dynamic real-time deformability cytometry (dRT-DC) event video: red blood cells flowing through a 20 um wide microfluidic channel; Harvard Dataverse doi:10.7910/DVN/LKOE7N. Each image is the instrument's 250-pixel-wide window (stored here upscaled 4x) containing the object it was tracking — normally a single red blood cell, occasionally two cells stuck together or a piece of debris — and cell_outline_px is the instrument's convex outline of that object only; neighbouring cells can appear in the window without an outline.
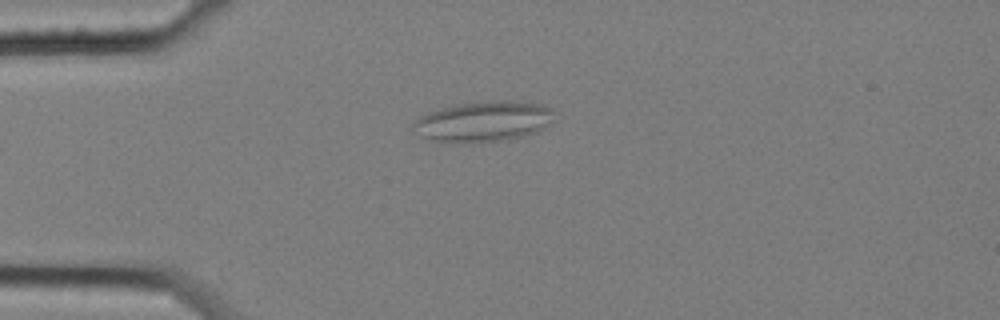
{"species": "common noctule bat (a hibernating species)", "species_latin": "Nyctalus noctula", "temperature_condition": "cold", "stored_images_in_passage": 38, "camera_frame_rate_fps": 3000, "um_per_image_px": 0.085, "animal": {"sex": "female", "body_mass_g": 25.1}, "frame": {"image": 1, "passage_image": 1, "time_ms": 0.0, "image_size_px": [1000, 320], "cell_outline_px": [[552, 120], [544, 128], [536, 132], [508, 140], [472, 144], [440, 144], [424, 136], [412, 124], [420, 116], [428, 112], [452, 104], [488, 100], [516, 100], [540, 104], [552, 108]], "centroid_in_image_um": [41.09, 10.34], "position_along_channel_um": 43.9, "area_um2": 33.99}}
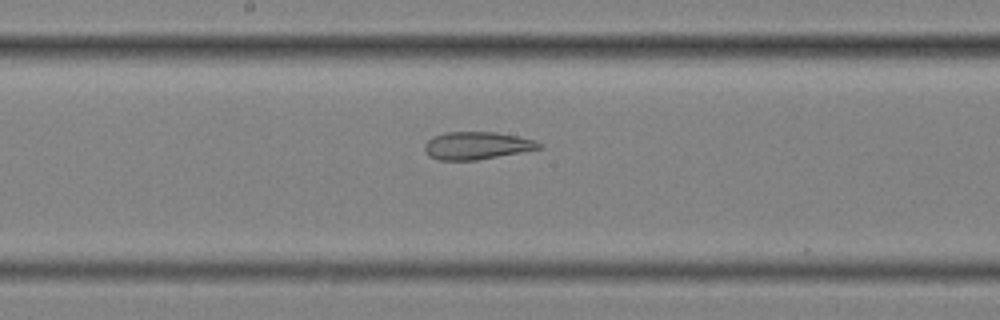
{"frame": {"image": 2, "passage_image": 17, "time_ms": 5.333, "image_size_px": [1000, 320], "cell_outline_px": [[544, 148], [476, 160], [440, 160], [428, 156], [424, 148], [424, 144], [432, 136], [444, 132], [496, 132], [536, 140], [544, 144]], "centroid_in_image_um": [40.54, 12.37], "position_along_channel_um": 207.7, "area_um2": 18.55}}
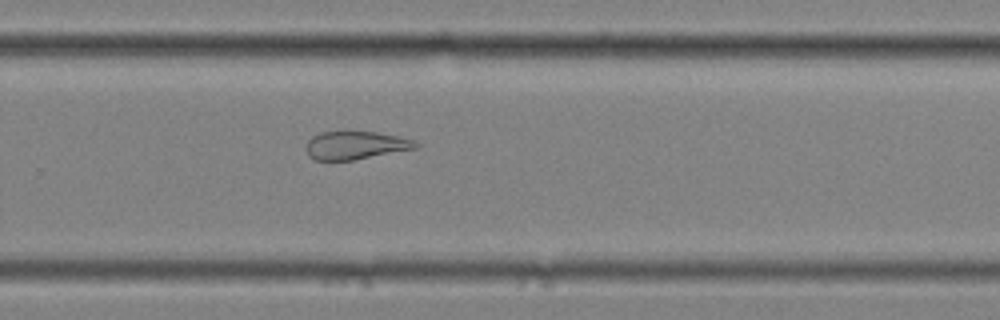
{"frame": {"image": 3, "passage_image": 25, "time_ms": 8.0, "image_size_px": [1000, 320], "cell_outline_px": [[420, 144], [416, 148], [352, 160], [316, 160], [308, 156], [304, 148], [308, 140], [312, 136], [320, 132], [344, 128], [376, 132], [396, 136], [412, 140]], "centroid_in_image_um": [30.12, 12.3], "position_along_channel_um": 299.7, "area_um2": 18.55}, "authors_computed_cell_mechanics": {"area_um2": 20.519, "velocity_mm_per_s": 3.4574, "shape_relaxation_time_tau1_ms": null, "shape_relaxation_time_tau2_ms": 2.2404, "deformation_change_tau1": null, "deformation_change_tau2": 0.1038}}